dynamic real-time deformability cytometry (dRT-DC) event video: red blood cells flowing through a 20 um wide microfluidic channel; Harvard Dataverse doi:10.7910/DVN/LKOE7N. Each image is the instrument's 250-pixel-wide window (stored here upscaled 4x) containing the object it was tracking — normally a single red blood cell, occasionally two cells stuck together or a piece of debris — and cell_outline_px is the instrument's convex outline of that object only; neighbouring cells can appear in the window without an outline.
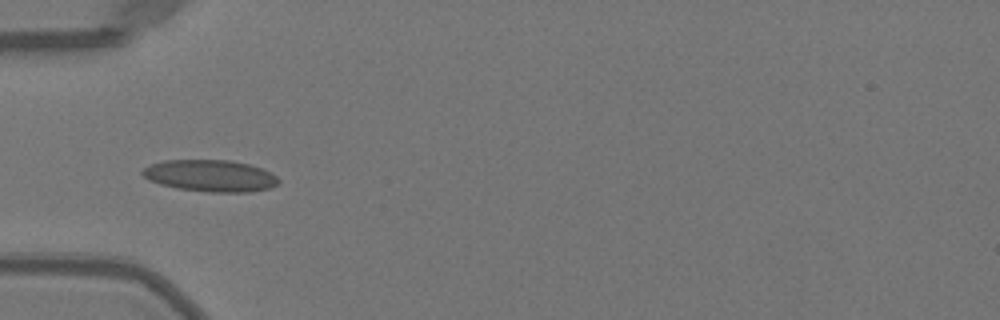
{"species": "Egyptian fruit bat (a non-hibernating species)", "species_latin": "Rousettus aegyptiacus", "temperature_condition": "warm", "stored_images_in_passage": 22, "camera_frame_rate_fps": 3000, "um_per_image_px": 0.085, "animal": {"sex": "female"}, "frame": {"image": 1, "passage_image": 1, "time_ms": 0.0, "image_size_px": [1000, 320], "cell_outline_px": [[280, 184], [268, 188], [248, 192], [208, 192], [176, 188], [160, 184], [148, 180], [140, 172], [144, 168], [152, 164], [164, 160], [228, 160], [248, 164], [260, 168], [276, 176], [280, 180]], "centroid_in_image_um": [17.86, 14.94], "position_along_channel_um": 67.1, "area_um2": 25.09}}
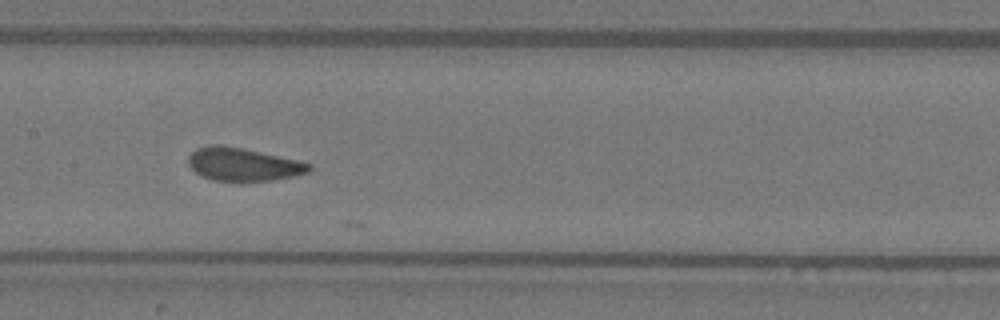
{"frame": {"image": 2, "passage_image": 10, "time_ms": 3.0, "image_size_px": [1000, 320], "cell_outline_px": [[312, 168], [308, 172], [296, 176], [268, 180], [212, 180], [196, 172], [188, 164], [188, 156], [196, 148], [208, 144], [220, 144], [240, 148], [296, 160], [312, 164]], "centroid_in_image_um": [20.64, 13.95], "position_along_channel_um": 186.8, "area_um2": 22.83}}
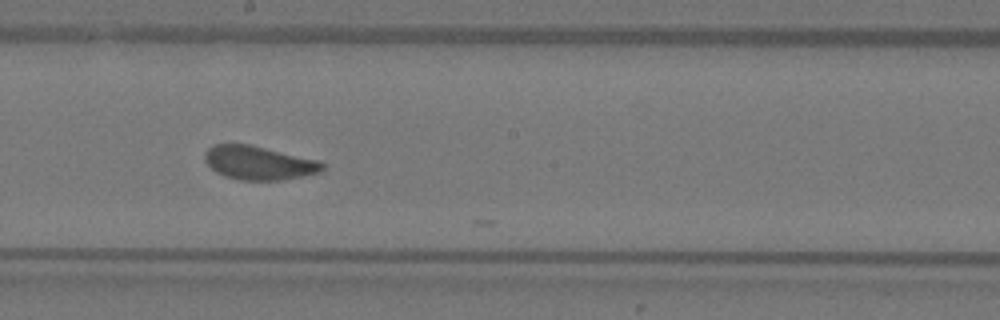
{"frame": {"image": 3, "passage_image": 13, "time_ms": 4.0, "image_size_px": [1000, 320], "cell_outline_px": [[324, 168], [320, 172], [304, 176], [284, 180], [240, 180], [224, 176], [216, 172], [204, 160], [204, 152], [208, 148], [216, 144], [248, 144], [320, 160], [324, 164]], "centroid_in_image_um": [22.01, 13.85], "position_along_channel_um": 226.2, "area_um2": 23.18}}